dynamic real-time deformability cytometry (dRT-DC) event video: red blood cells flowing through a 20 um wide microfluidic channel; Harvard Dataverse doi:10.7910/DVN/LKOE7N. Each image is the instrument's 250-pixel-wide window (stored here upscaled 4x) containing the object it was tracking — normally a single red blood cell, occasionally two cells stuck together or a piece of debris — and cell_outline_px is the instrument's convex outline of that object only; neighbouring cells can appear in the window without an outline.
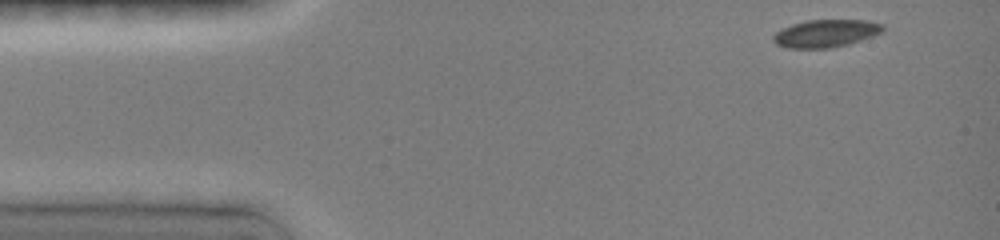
{"species": "common noctule bat (a hibernating species)", "species_latin": "Nyctalus noctula", "temperature_condition": "room temperature", "stored_images_in_passage": 7, "camera_frame_rate_fps": 3000, "um_per_image_px": 0.085, "animal": {"sex": "female", "body_mass_g": 19.0, "forearm_length_mm": 51.5}, "frame": {"image": 1, "passage_image": 1, "time_ms": 0.0, "image_size_px": [1000, 240], "cell_outline_px": [[884, 32], [848, 44], [832, 48], [788, 48], [776, 44], [772, 40], [772, 36], [776, 32], [792, 24], [808, 20], [864, 20], [884, 24]], "centroid_in_image_um": [70.2, 2.84], "position_along_channel_um": 14.8, "area_um2": 17.63}}
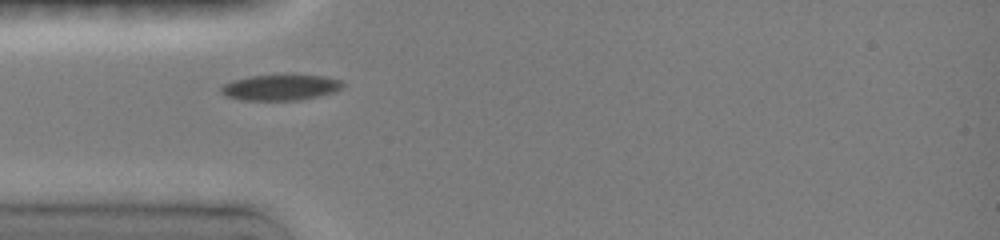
{"frame": {"image": 2, "passage_image": 6, "time_ms": 3.333, "image_size_px": [1000, 240], "cell_outline_px": [[344, 84], [340, 88], [332, 92], [300, 100], [244, 100], [228, 96], [220, 92], [220, 88], [224, 84], [232, 80], [252, 76], [320, 76], [340, 80]], "centroid_in_image_um": [23.79, 7.44], "position_along_channel_um": 61.2, "area_um2": 17.63}}